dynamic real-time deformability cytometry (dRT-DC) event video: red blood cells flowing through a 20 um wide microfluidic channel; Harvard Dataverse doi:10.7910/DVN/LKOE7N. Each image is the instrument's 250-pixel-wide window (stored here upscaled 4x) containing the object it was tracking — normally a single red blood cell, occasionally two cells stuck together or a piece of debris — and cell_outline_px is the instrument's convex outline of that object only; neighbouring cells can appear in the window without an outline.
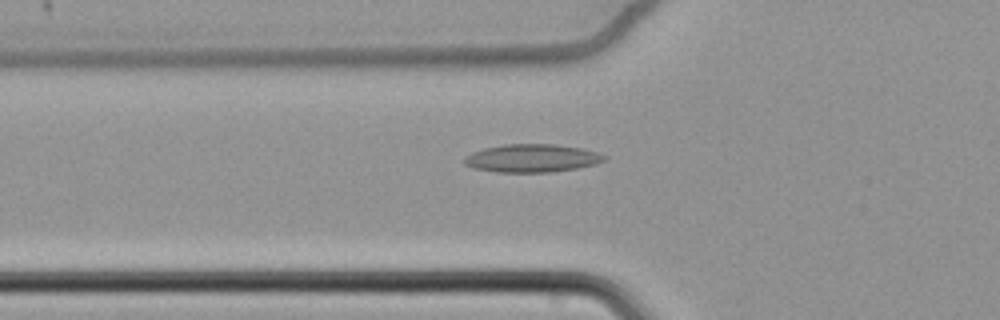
{"species": "common noctule bat (a hibernating species)", "species_latin": "Nyctalus noctula", "temperature_condition": "cold", "stored_images_in_passage": 42, "camera_frame_rate_fps": 3000, "um_per_image_px": 0.085, "animal": {"sex": "female", "body_mass_g": 22.7, "forearm_length_mm": 54.2}, "frame": {"image": 1, "passage_image": 7, "time_ms": 2.0, "image_size_px": [1000, 320], "cell_outline_px": [[608, 156], [604, 160], [596, 164], [576, 168], [552, 172], [500, 172], [472, 168], [464, 164], [464, 156], [472, 152], [484, 148], [504, 144], [556, 144], [580, 148], [596, 152]], "centroid_in_image_um": [45.19, 13.44], "position_along_channel_um": 80.6, "area_um2": 22.89}}
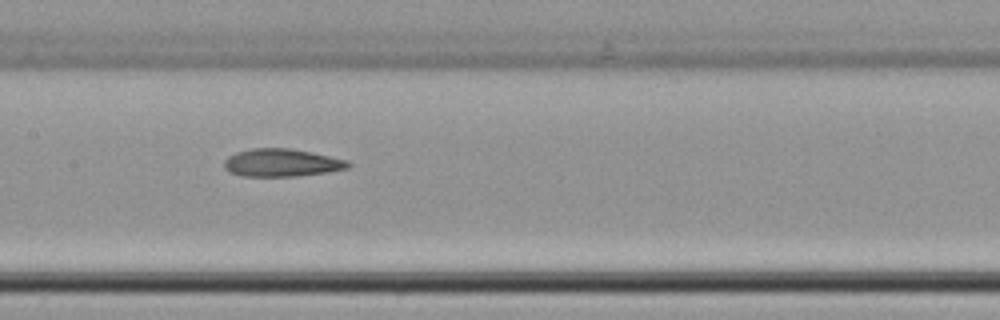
{"frame": {"image": 2, "passage_image": 16, "time_ms": 5.0, "image_size_px": [1000, 320], "cell_outline_px": [[352, 164], [348, 168], [328, 172], [296, 176], [240, 176], [228, 172], [224, 168], [224, 160], [228, 156], [236, 152], [252, 148], [288, 148], [312, 152], [348, 160]], "centroid_in_image_um": [23.93, 13.83], "position_along_channel_um": 183.5, "area_um2": 20.23}}
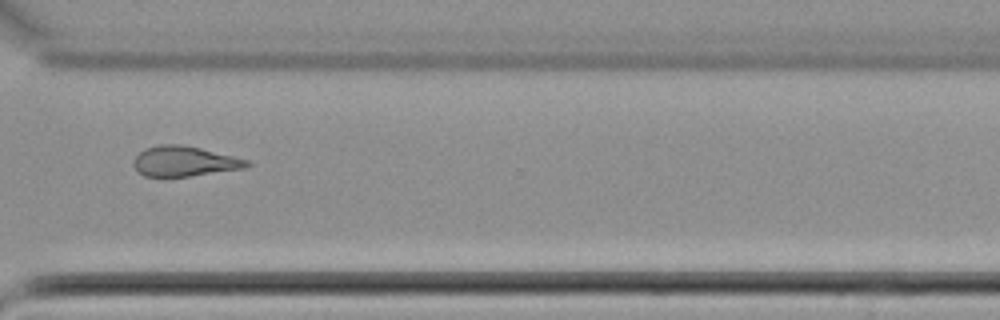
{"frame": {"image": 3, "passage_image": 31, "time_ms": 10.0, "image_size_px": [1000, 320], "cell_outline_px": [[252, 164], [248, 168], [188, 176], [144, 176], [132, 164], [136, 156], [144, 148], [156, 144], [180, 144], [200, 148], [248, 160]], "centroid_in_image_um": [15.68, 13.7], "position_along_channel_um": 354.9, "area_um2": 19.83}, "authors_computed_cell_mechanics": {"area_um2": 20.9525, "velocity_mm_per_s": 3.4235, "shape_relaxation_time_tau1_ms": null, "shape_relaxation_time_tau2_ms": 3.6902, "deformation_change_tau1": null, "deformation_change_tau2": 0.134}}